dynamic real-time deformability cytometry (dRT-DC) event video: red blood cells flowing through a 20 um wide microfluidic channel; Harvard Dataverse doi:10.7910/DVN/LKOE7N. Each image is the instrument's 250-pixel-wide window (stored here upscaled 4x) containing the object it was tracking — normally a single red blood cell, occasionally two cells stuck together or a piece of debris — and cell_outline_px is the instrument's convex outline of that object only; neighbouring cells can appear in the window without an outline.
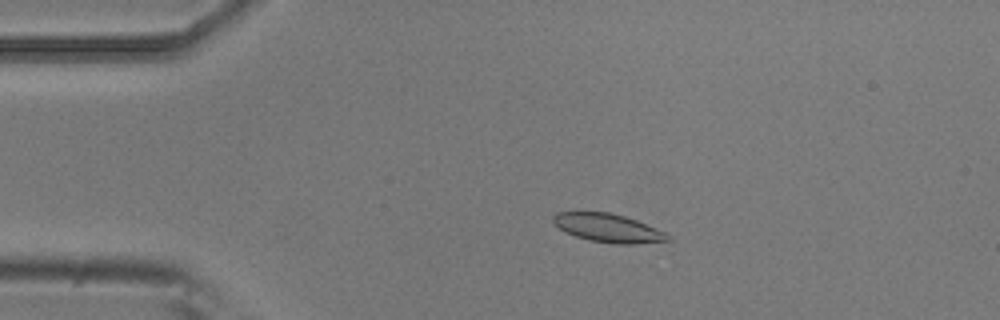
{"species": "common noctule bat (a hibernating species)", "species_latin": "Nyctalus noctula", "temperature_condition": "room temperature", "stored_images_in_passage": 3, "camera_frame_rate_fps": 3000, "um_per_image_px": 0.085, "animal": {"sex": "male", "body_mass_g": 20.5, "forearm_length_mm": 52.5}, "frame": {"image": 1, "passage_image": 2, "time_ms": 0.333, "image_size_px": [1000, 320], "cell_outline_px": [[672, 240], [636, 244], [612, 244], [588, 240], [576, 236], [560, 228], [552, 220], [552, 216], [556, 212], [608, 212], [624, 216], [636, 220], [656, 228], [664, 232]], "centroid_in_image_um": [51.69, 19.38], "position_along_channel_um": 33.3, "area_um2": 18.84}}